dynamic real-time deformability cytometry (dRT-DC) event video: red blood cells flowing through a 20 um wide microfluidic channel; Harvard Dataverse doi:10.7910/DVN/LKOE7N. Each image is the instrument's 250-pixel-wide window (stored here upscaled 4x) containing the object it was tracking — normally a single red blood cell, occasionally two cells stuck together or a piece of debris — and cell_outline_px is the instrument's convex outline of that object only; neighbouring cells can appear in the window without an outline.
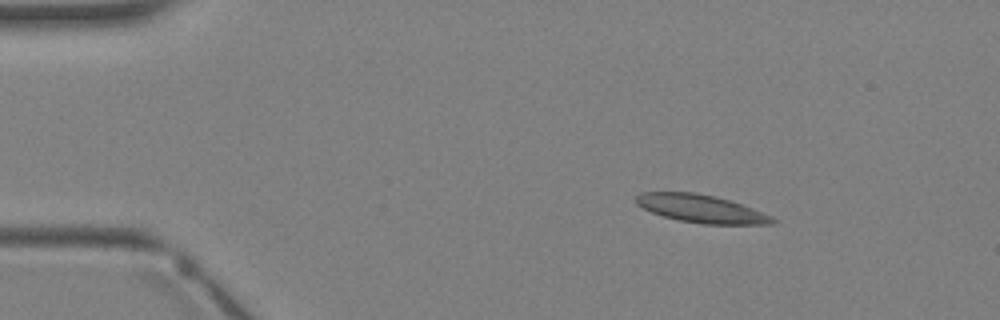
{"species": "Egyptian fruit bat (a non-hibernating species)", "species_latin": "Rousettus aegyptiacus", "temperature_condition": "warm", "stored_images_in_passage": 2, "camera_frame_rate_fps": 3000, "um_per_image_px": 0.085, "animal": {"sex": "female"}, "frame": {"image": 1, "passage_image": 1, "time_ms": 0.0, "image_size_px": [1000, 320], "cell_outline_px": [[780, 220], [772, 224], [704, 224], [680, 220], [664, 216], [652, 212], [636, 204], [636, 196], [640, 192], [696, 192], [716, 196], [752, 208], [772, 216]], "centroid_in_image_um": [59.62, 17.73], "position_along_channel_um": 25.4, "area_um2": 22.08}}